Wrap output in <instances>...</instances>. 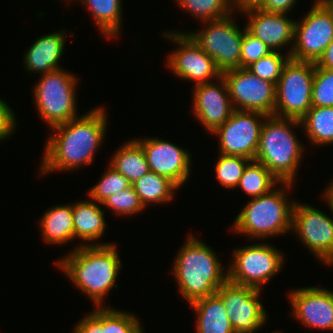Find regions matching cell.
I'll use <instances>...</instances> for the list:
<instances>
[{
	"mask_svg": "<svg viewBox=\"0 0 333 333\" xmlns=\"http://www.w3.org/2000/svg\"><path fill=\"white\" fill-rule=\"evenodd\" d=\"M104 109L96 107L67 123L52 127L55 132L47 140L40 164L42 175L57 170L71 171L92 163L108 126Z\"/></svg>",
	"mask_w": 333,
	"mask_h": 333,
	"instance_id": "6da1fadb",
	"label": "cell"
},
{
	"mask_svg": "<svg viewBox=\"0 0 333 333\" xmlns=\"http://www.w3.org/2000/svg\"><path fill=\"white\" fill-rule=\"evenodd\" d=\"M116 247L114 243L78 244L57 262L74 286L96 305L94 307H103L105 295L118 287L116 278L122 263Z\"/></svg>",
	"mask_w": 333,
	"mask_h": 333,
	"instance_id": "7a4b0ae2",
	"label": "cell"
},
{
	"mask_svg": "<svg viewBox=\"0 0 333 333\" xmlns=\"http://www.w3.org/2000/svg\"><path fill=\"white\" fill-rule=\"evenodd\" d=\"M189 234L173 264L178 290L187 303L211 296L228 280V271L211 247ZM226 272V273H225Z\"/></svg>",
	"mask_w": 333,
	"mask_h": 333,
	"instance_id": "3957f363",
	"label": "cell"
},
{
	"mask_svg": "<svg viewBox=\"0 0 333 333\" xmlns=\"http://www.w3.org/2000/svg\"><path fill=\"white\" fill-rule=\"evenodd\" d=\"M300 120L267 116L262 124L254 160L262 163L280 182L294 183L304 149L292 128Z\"/></svg>",
	"mask_w": 333,
	"mask_h": 333,
	"instance_id": "277c9868",
	"label": "cell"
},
{
	"mask_svg": "<svg viewBox=\"0 0 333 333\" xmlns=\"http://www.w3.org/2000/svg\"><path fill=\"white\" fill-rule=\"evenodd\" d=\"M293 184L283 182V189L273 188L268 194L250 200L235 218L231 230L251 239H266L291 231L295 201L287 199L286 189L293 188Z\"/></svg>",
	"mask_w": 333,
	"mask_h": 333,
	"instance_id": "5b68a950",
	"label": "cell"
},
{
	"mask_svg": "<svg viewBox=\"0 0 333 333\" xmlns=\"http://www.w3.org/2000/svg\"><path fill=\"white\" fill-rule=\"evenodd\" d=\"M78 78L62 68L41 74L34 87V103L41 118L50 126L77 118L76 86Z\"/></svg>",
	"mask_w": 333,
	"mask_h": 333,
	"instance_id": "8992f818",
	"label": "cell"
},
{
	"mask_svg": "<svg viewBox=\"0 0 333 333\" xmlns=\"http://www.w3.org/2000/svg\"><path fill=\"white\" fill-rule=\"evenodd\" d=\"M315 63L289 58L276 84L274 116L301 120L312 107Z\"/></svg>",
	"mask_w": 333,
	"mask_h": 333,
	"instance_id": "52a82bcc",
	"label": "cell"
},
{
	"mask_svg": "<svg viewBox=\"0 0 333 333\" xmlns=\"http://www.w3.org/2000/svg\"><path fill=\"white\" fill-rule=\"evenodd\" d=\"M233 251V263L227 267L228 280L232 283L262 290V285L283 268L285 257L268 243H256Z\"/></svg>",
	"mask_w": 333,
	"mask_h": 333,
	"instance_id": "ba28073f",
	"label": "cell"
},
{
	"mask_svg": "<svg viewBox=\"0 0 333 333\" xmlns=\"http://www.w3.org/2000/svg\"><path fill=\"white\" fill-rule=\"evenodd\" d=\"M333 40V9L316 0L303 20L295 23L290 58L316 63Z\"/></svg>",
	"mask_w": 333,
	"mask_h": 333,
	"instance_id": "9c48e42d",
	"label": "cell"
},
{
	"mask_svg": "<svg viewBox=\"0 0 333 333\" xmlns=\"http://www.w3.org/2000/svg\"><path fill=\"white\" fill-rule=\"evenodd\" d=\"M231 14L218 20L207 21L202 30L186 32L215 62L221 72L240 68L243 30Z\"/></svg>",
	"mask_w": 333,
	"mask_h": 333,
	"instance_id": "30bf717a",
	"label": "cell"
},
{
	"mask_svg": "<svg viewBox=\"0 0 333 333\" xmlns=\"http://www.w3.org/2000/svg\"><path fill=\"white\" fill-rule=\"evenodd\" d=\"M234 110L274 115L276 85L252 74L247 68L222 72Z\"/></svg>",
	"mask_w": 333,
	"mask_h": 333,
	"instance_id": "8fae6325",
	"label": "cell"
},
{
	"mask_svg": "<svg viewBox=\"0 0 333 333\" xmlns=\"http://www.w3.org/2000/svg\"><path fill=\"white\" fill-rule=\"evenodd\" d=\"M163 35L178 45L167 57V66L179 79L191 80L196 86L213 82L214 78L219 80L222 76L214 60L187 33L174 30Z\"/></svg>",
	"mask_w": 333,
	"mask_h": 333,
	"instance_id": "7c38bea8",
	"label": "cell"
},
{
	"mask_svg": "<svg viewBox=\"0 0 333 333\" xmlns=\"http://www.w3.org/2000/svg\"><path fill=\"white\" fill-rule=\"evenodd\" d=\"M329 208L333 213L330 205ZM291 230L316 258L333 265V218L313 206L296 201Z\"/></svg>",
	"mask_w": 333,
	"mask_h": 333,
	"instance_id": "4fadbf2b",
	"label": "cell"
},
{
	"mask_svg": "<svg viewBox=\"0 0 333 333\" xmlns=\"http://www.w3.org/2000/svg\"><path fill=\"white\" fill-rule=\"evenodd\" d=\"M261 290L227 280L216 295L222 300L235 333H254L266 323L267 312L259 298Z\"/></svg>",
	"mask_w": 333,
	"mask_h": 333,
	"instance_id": "5bb4252c",
	"label": "cell"
},
{
	"mask_svg": "<svg viewBox=\"0 0 333 333\" xmlns=\"http://www.w3.org/2000/svg\"><path fill=\"white\" fill-rule=\"evenodd\" d=\"M266 117L260 112L233 110L230 118L212 133L219 138V153L254 160Z\"/></svg>",
	"mask_w": 333,
	"mask_h": 333,
	"instance_id": "9a60e30c",
	"label": "cell"
},
{
	"mask_svg": "<svg viewBox=\"0 0 333 333\" xmlns=\"http://www.w3.org/2000/svg\"><path fill=\"white\" fill-rule=\"evenodd\" d=\"M143 147L151 172L167 177L182 187L191 172V155L188 150L158 138L136 139Z\"/></svg>",
	"mask_w": 333,
	"mask_h": 333,
	"instance_id": "2e32d148",
	"label": "cell"
},
{
	"mask_svg": "<svg viewBox=\"0 0 333 333\" xmlns=\"http://www.w3.org/2000/svg\"><path fill=\"white\" fill-rule=\"evenodd\" d=\"M292 315L304 326L333 330V291L319 287L295 289L289 293Z\"/></svg>",
	"mask_w": 333,
	"mask_h": 333,
	"instance_id": "e0dca14e",
	"label": "cell"
},
{
	"mask_svg": "<svg viewBox=\"0 0 333 333\" xmlns=\"http://www.w3.org/2000/svg\"><path fill=\"white\" fill-rule=\"evenodd\" d=\"M219 83L217 80L199 84L193 89L192 111L210 134L223 125L234 110L226 81L222 76L219 78Z\"/></svg>",
	"mask_w": 333,
	"mask_h": 333,
	"instance_id": "ac0fdd59",
	"label": "cell"
},
{
	"mask_svg": "<svg viewBox=\"0 0 333 333\" xmlns=\"http://www.w3.org/2000/svg\"><path fill=\"white\" fill-rule=\"evenodd\" d=\"M243 13L248 17L249 21L245 26L251 34L259 38L272 51H279L280 48L283 49L292 43L287 52L291 55L296 20H291L284 13L266 12L259 8L248 9Z\"/></svg>",
	"mask_w": 333,
	"mask_h": 333,
	"instance_id": "d6986e66",
	"label": "cell"
},
{
	"mask_svg": "<svg viewBox=\"0 0 333 333\" xmlns=\"http://www.w3.org/2000/svg\"><path fill=\"white\" fill-rule=\"evenodd\" d=\"M66 31H58L39 37L26 51L23 58L25 68L30 73L51 72L60 69L65 46Z\"/></svg>",
	"mask_w": 333,
	"mask_h": 333,
	"instance_id": "ffe728a7",
	"label": "cell"
},
{
	"mask_svg": "<svg viewBox=\"0 0 333 333\" xmlns=\"http://www.w3.org/2000/svg\"><path fill=\"white\" fill-rule=\"evenodd\" d=\"M95 200L79 201L72 204L74 239L96 241L105 233L104 211Z\"/></svg>",
	"mask_w": 333,
	"mask_h": 333,
	"instance_id": "44dd1931",
	"label": "cell"
},
{
	"mask_svg": "<svg viewBox=\"0 0 333 333\" xmlns=\"http://www.w3.org/2000/svg\"><path fill=\"white\" fill-rule=\"evenodd\" d=\"M190 306L197 314V333H235L224 304L216 294L198 299Z\"/></svg>",
	"mask_w": 333,
	"mask_h": 333,
	"instance_id": "7402d4cb",
	"label": "cell"
},
{
	"mask_svg": "<svg viewBox=\"0 0 333 333\" xmlns=\"http://www.w3.org/2000/svg\"><path fill=\"white\" fill-rule=\"evenodd\" d=\"M39 223L44 242L48 244L63 245L74 240L72 204L48 209Z\"/></svg>",
	"mask_w": 333,
	"mask_h": 333,
	"instance_id": "603a6c76",
	"label": "cell"
},
{
	"mask_svg": "<svg viewBox=\"0 0 333 333\" xmlns=\"http://www.w3.org/2000/svg\"><path fill=\"white\" fill-rule=\"evenodd\" d=\"M111 158L109 165L131 184L150 171L143 147L136 140L126 142Z\"/></svg>",
	"mask_w": 333,
	"mask_h": 333,
	"instance_id": "cb8c5ba5",
	"label": "cell"
},
{
	"mask_svg": "<svg viewBox=\"0 0 333 333\" xmlns=\"http://www.w3.org/2000/svg\"><path fill=\"white\" fill-rule=\"evenodd\" d=\"M132 186L144 207L173 200L175 190L179 189V187L167 177L151 171L133 182Z\"/></svg>",
	"mask_w": 333,
	"mask_h": 333,
	"instance_id": "d4e9b609",
	"label": "cell"
},
{
	"mask_svg": "<svg viewBox=\"0 0 333 333\" xmlns=\"http://www.w3.org/2000/svg\"><path fill=\"white\" fill-rule=\"evenodd\" d=\"M80 2L89 8L101 34L114 38L121 33L122 0H80Z\"/></svg>",
	"mask_w": 333,
	"mask_h": 333,
	"instance_id": "484cf974",
	"label": "cell"
},
{
	"mask_svg": "<svg viewBox=\"0 0 333 333\" xmlns=\"http://www.w3.org/2000/svg\"><path fill=\"white\" fill-rule=\"evenodd\" d=\"M300 123L313 145L333 144V107L312 106Z\"/></svg>",
	"mask_w": 333,
	"mask_h": 333,
	"instance_id": "4316f807",
	"label": "cell"
},
{
	"mask_svg": "<svg viewBox=\"0 0 333 333\" xmlns=\"http://www.w3.org/2000/svg\"><path fill=\"white\" fill-rule=\"evenodd\" d=\"M277 184H282L262 163L251 160L237 186L252 198L268 194Z\"/></svg>",
	"mask_w": 333,
	"mask_h": 333,
	"instance_id": "83f0119b",
	"label": "cell"
},
{
	"mask_svg": "<svg viewBox=\"0 0 333 333\" xmlns=\"http://www.w3.org/2000/svg\"><path fill=\"white\" fill-rule=\"evenodd\" d=\"M179 6L202 23L218 20L233 13L231 0H176Z\"/></svg>",
	"mask_w": 333,
	"mask_h": 333,
	"instance_id": "f1b7e54d",
	"label": "cell"
},
{
	"mask_svg": "<svg viewBox=\"0 0 333 333\" xmlns=\"http://www.w3.org/2000/svg\"><path fill=\"white\" fill-rule=\"evenodd\" d=\"M251 159L243 156L224 155L219 153L215 165L216 179L224 188L238 186L241 176Z\"/></svg>",
	"mask_w": 333,
	"mask_h": 333,
	"instance_id": "f546056e",
	"label": "cell"
},
{
	"mask_svg": "<svg viewBox=\"0 0 333 333\" xmlns=\"http://www.w3.org/2000/svg\"><path fill=\"white\" fill-rule=\"evenodd\" d=\"M130 186H132V184L128 178L109 165L107 171H105L104 175L101 177V180L90 188L88 195L90 199L102 203L107 197L118 191L125 190Z\"/></svg>",
	"mask_w": 333,
	"mask_h": 333,
	"instance_id": "4dcf8cb0",
	"label": "cell"
},
{
	"mask_svg": "<svg viewBox=\"0 0 333 333\" xmlns=\"http://www.w3.org/2000/svg\"><path fill=\"white\" fill-rule=\"evenodd\" d=\"M290 55L283 56L279 51H272L268 55L254 61L246 68L254 75L275 85L281 76L285 63Z\"/></svg>",
	"mask_w": 333,
	"mask_h": 333,
	"instance_id": "1f68e13d",
	"label": "cell"
},
{
	"mask_svg": "<svg viewBox=\"0 0 333 333\" xmlns=\"http://www.w3.org/2000/svg\"><path fill=\"white\" fill-rule=\"evenodd\" d=\"M101 205L111 209L116 214L121 216H131L140 213L144 210V205L141 203L139 196L136 194L133 186L125 190L118 191L107 197Z\"/></svg>",
	"mask_w": 333,
	"mask_h": 333,
	"instance_id": "d6a6232c",
	"label": "cell"
},
{
	"mask_svg": "<svg viewBox=\"0 0 333 333\" xmlns=\"http://www.w3.org/2000/svg\"><path fill=\"white\" fill-rule=\"evenodd\" d=\"M312 106L333 107V69L315 67Z\"/></svg>",
	"mask_w": 333,
	"mask_h": 333,
	"instance_id": "836d02e7",
	"label": "cell"
},
{
	"mask_svg": "<svg viewBox=\"0 0 333 333\" xmlns=\"http://www.w3.org/2000/svg\"><path fill=\"white\" fill-rule=\"evenodd\" d=\"M137 315L107 307V333H144Z\"/></svg>",
	"mask_w": 333,
	"mask_h": 333,
	"instance_id": "e575fe53",
	"label": "cell"
},
{
	"mask_svg": "<svg viewBox=\"0 0 333 333\" xmlns=\"http://www.w3.org/2000/svg\"><path fill=\"white\" fill-rule=\"evenodd\" d=\"M270 52H272V50L259 38L251 34L245 26L241 43L240 68H246L251 63L268 55Z\"/></svg>",
	"mask_w": 333,
	"mask_h": 333,
	"instance_id": "d590c367",
	"label": "cell"
},
{
	"mask_svg": "<svg viewBox=\"0 0 333 333\" xmlns=\"http://www.w3.org/2000/svg\"><path fill=\"white\" fill-rule=\"evenodd\" d=\"M73 333H107V306L96 307L78 321Z\"/></svg>",
	"mask_w": 333,
	"mask_h": 333,
	"instance_id": "8d00e7d4",
	"label": "cell"
},
{
	"mask_svg": "<svg viewBox=\"0 0 333 333\" xmlns=\"http://www.w3.org/2000/svg\"><path fill=\"white\" fill-rule=\"evenodd\" d=\"M9 105L0 98V141L9 138L16 128V117Z\"/></svg>",
	"mask_w": 333,
	"mask_h": 333,
	"instance_id": "74e56055",
	"label": "cell"
},
{
	"mask_svg": "<svg viewBox=\"0 0 333 333\" xmlns=\"http://www.w3.org/2000/svg\"><path fill=\"white\" fill-rule=\"evenodd\" d=\"M296 2L297 0H264L258 8L266 12L287 14Z\"/></svg>",
	"mask_w": 333,
	"mask_h": 333,
	"instance_id": "f35d334b",
	"label": "cell"
},
{
	"mask_svg": "<svg viewBox=\"0 0 333 333\" xmlns=\"http://www.w3.org/2000/svg\"><path fill=\"white\" fill-rule=\"evenodd\" d=\"M315 67L333 69V40L327 46L323 55L315 63Z\"/></svg>",
	"mask_w": 333,
	"mask_h": 333,
	"instance_id": "ab89813d",
	"label": "cell"
},
{
	"mask_svg": "<svg viewBox=\"0 0 333 333\" xmlns=\"http://www.w3.org/2000/svg\"><path fill=\"white\" fill-rule=\"evenodd\" d=\"M264 0H231L233 11L237 9L238 12L242 13L245 10L258 8Z\"/></svg>",
	"mask_w": 333,
	"mask_h": 333,
	"instance_id": "60d3db41",
	"label": "cell"
},
{
	"mask_svg": "<svg viewBox=\"0 0 333 333\" xmlns=\"http://www.w3.org/2000/svg\"><path fill=\"white\" fill-rule=\"evenodd\" d=\"M323 193H324L323 194L324 200L326 199V202L328 203V205H330V207L333 210V179L327 186L325 192Z\"/></svg>",
	"mask_w": 333,
	"mask_h": 333,
	"instance_id": "b9f144b4",
	"label": "cell"
},
{
	"mask_svg": "<svg viewBox=\"0 0 333 333\" xmlns=\"http://www.w3.org/2000/svg\"><path fill=\"white\" fill-rule=\"evenodd\" d=\"M325 2L333 9V0H325Z\"/></svg>",
	"mask_w": 333,
	"mask_h": 333,
	"instance_id": "7bdbcfd3",
	"label": "cell"
}]
</instances>
